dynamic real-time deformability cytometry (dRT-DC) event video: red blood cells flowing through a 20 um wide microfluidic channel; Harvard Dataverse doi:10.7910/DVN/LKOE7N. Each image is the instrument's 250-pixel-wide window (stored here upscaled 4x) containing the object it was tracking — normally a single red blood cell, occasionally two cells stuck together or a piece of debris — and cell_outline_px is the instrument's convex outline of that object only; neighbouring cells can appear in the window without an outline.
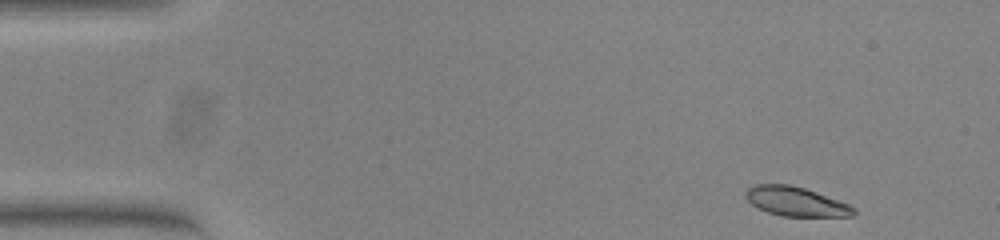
{"species": "common noctule bat (a hibernating species)", "species_latin": "Nyctalus noctula", "temperature_condition": "warm", "stored_images_in_passage": 50, "camera_frame_rate_fps": 3000, "um_per_image_px": 0.085, "animal": {"sex": "female", "body_mass_g": 23.0, "forearm_length_mm": 53.4}, "frame": {"image": 1, "passage_image": 1, "time_ms": 0.0, "image_size_px": [1000, 240], "cell_outline_px": [[856, 212], [852, 216], [784, 216], [768, 212], [752, 204], [744, 196], [744, 192], [748, 188], [756, 184], [788, 184], [804, 188], [816, 192], [848, 204], [856, 208]], "centroid_in_image_um": [67.64, 17.12], "position_along_channel_um": 17.4, "area_um2": 18.21}}
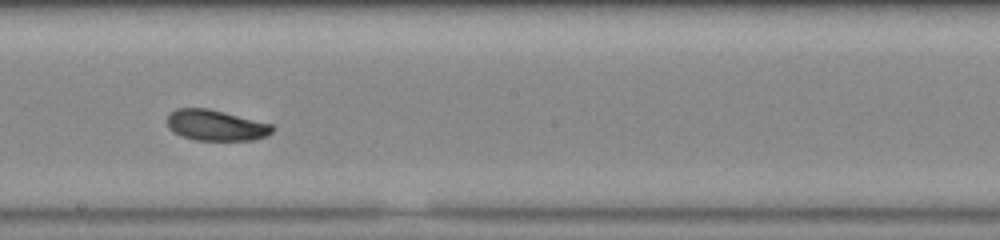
{"frame": {"image": 2, "passage_image": 26, "time_ms": 8.333, "image_size_px": [1000, 240], "cell_outline_px": [[272, 132], [268, 136], [252, 140], [196, 140], [180, 136], [168, 128], [168, 112], [176, 108], [208, 108], [272, 124]], "centroid_in_image_um": [18.31, 10.65], "position_along_channel_um": 229.9, "area_um2": 18.9}}
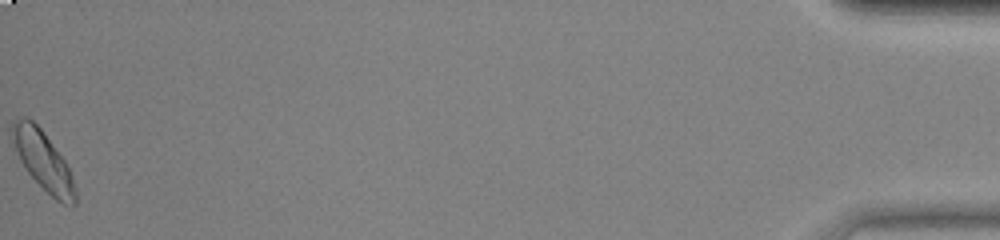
{"frame": {"image": 3, "passage_image": 50, "time_ms": 16.333, "image_size_px": [1000, 240], "cell_outline_px": [[76, 204], [64, 204], [56, 200], [28, 172], [20, 160], [16, 148], [12, 128], [12, 124], [16, 120], [24, 116], [32, 120], [44, 132], [64, 160], [72, 176], [76, 188]], "centroid_in_image_um": [3.71, 13.67], "position_along_channel_um": 431.5, "area_um2": 20.87}, "authors_computed_cell_mechanics": {"area_um2": 19.2763, "velocity_mm_per_s": 3.7968, "shape_relaxation_time_tau1_ms": 1.7427, "shape_relaxation_time_tau2_ms": 4.7784, "deformation_change_tau1": 0.1149, "deformation_change_tau2": 0.097}}